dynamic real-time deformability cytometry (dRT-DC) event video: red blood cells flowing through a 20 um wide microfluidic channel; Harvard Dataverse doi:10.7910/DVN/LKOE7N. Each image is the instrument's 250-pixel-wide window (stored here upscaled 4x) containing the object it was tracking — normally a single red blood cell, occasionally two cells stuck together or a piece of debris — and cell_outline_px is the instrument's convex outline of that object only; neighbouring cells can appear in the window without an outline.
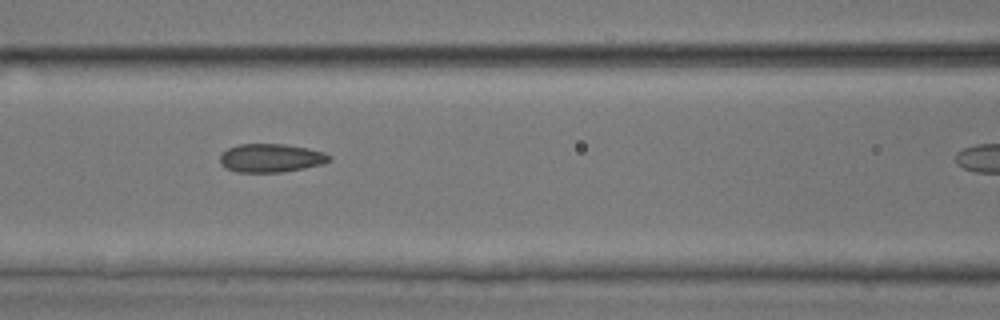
{"species": "common noctule bat (a hibernating species)", "species_latin": "Nyctalus noctula", "temperature_condition": "room temperature", "stored_images_in_passage": 25, "camera_frame_rate_fps": 3000, "um_per_image_px": 0.085, "animal": {"sex": "male", "body_mass_g": 17.9, "forearm_length_mm": 54.2}, "frame": {"image": 1, "passage_image": 18, "time_ms": 5.667, "image_size_px": [1000, 320], "cell_outline_px": [[332, 160], [324, 164], [304, 168], [280, 172], [236, 172], [224, 168], [220, 164], [220, 152], [228, 148], [240, 144], [284, 144], [308, 148], [324, 152], [332, 156]], "centroid_in_image_um": [23.02, 13.43], "position_along_channel_um": 143.6, "area_um2": 18.38}}